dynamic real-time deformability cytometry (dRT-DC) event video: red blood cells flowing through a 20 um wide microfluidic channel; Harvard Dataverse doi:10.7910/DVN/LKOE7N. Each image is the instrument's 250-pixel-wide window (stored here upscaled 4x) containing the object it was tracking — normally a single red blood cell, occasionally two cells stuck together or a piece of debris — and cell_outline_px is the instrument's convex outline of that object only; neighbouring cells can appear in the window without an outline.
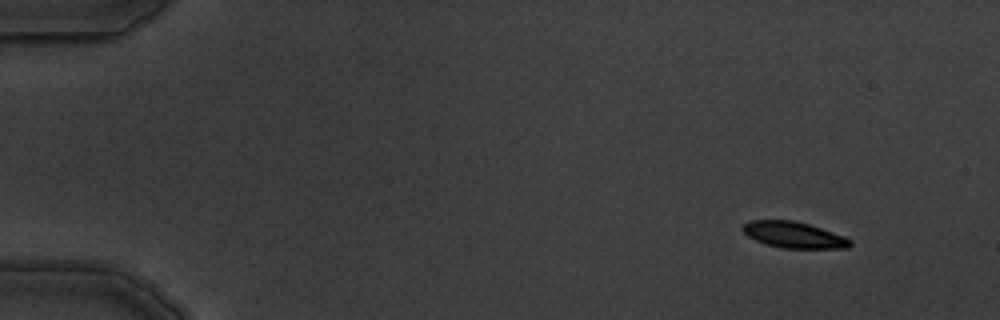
{"species": "common noctule bat (a hibernating species)", "species_latin": "Nyctalus noctula", "temperature_condition": "warm", "stored_images_in_passage": 5, "camera_frame_rate_fps": 3000, "um_per_image_px": 0.085, "animal": {"sex": "male", "body_mass_g": 19.5, "forearm_length_mm": 54.6}, "frame": {"image": 1, "passage_image": 1, "time_ms": 0.0, "image_size_px": [1000, 320], "cell_outline_px": [[852, 244], [848, 248], [784, 248], [768, 244], [756, 240], [748, 236], [740, 228], [744, 224], [752, 220], [792, 220], [808, 224], [844, 236], [852, 240]], "centroid_in_image_um": [67.48, 19.96], "position_along_channel_um": 17.5, "area_um2": 16.18}}
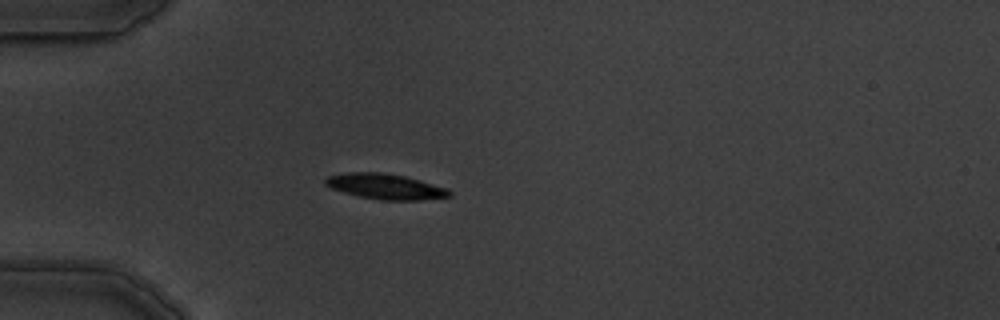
{"frame": {"image": 2, "passage_image": 4, "time_ms": 3.667, "image_size_px": [1000, 320], "cell_outline_px": [[452, 196], [420, 200], [380, 200], [360, 196], [344, 192], [332, 188], [324, 184], [324, 180], [328, 176], [348, 172], [380, 172], [404, 176], [420, 180], [448, 188], [452, 192]], "centroid_in_image_um": [32.78, 15.85], "position_along_channel_um": 52.2, "area_um2": 18.32}}